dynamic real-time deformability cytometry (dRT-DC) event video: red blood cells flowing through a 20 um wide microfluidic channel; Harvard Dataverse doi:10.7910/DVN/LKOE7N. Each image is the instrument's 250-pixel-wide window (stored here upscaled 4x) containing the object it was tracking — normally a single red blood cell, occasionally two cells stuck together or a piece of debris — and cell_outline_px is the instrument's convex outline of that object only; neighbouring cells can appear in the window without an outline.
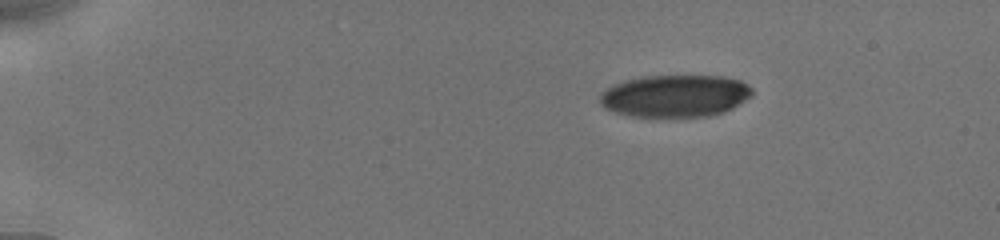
{"species": "human", "species_latin": "Homo sapiens", "temperature_condition": "cold", "stored_images_in_passage": 7, "camera_frame_rate_fps": 3000, "um_per_image_px": 0.085, "donor": {"sex": "male"}, "frame": {"image": 1, "passage_image": 1, "time_ms": 0.0, "image_size_px": [1000, 240], "cell_outline_px": [[752, 96], [732, 108], [724, 112], [708, 116], [628, 116], [604, 108], [600, 104], [600, 92], [612, 84], [624, 80], [640, 76], [724, 76], [740, 80], [748, 84], [752, 88]], "centroid_in_image_um": [57.36, 8.14], "position_along_channel_um": 27.6, "area_um2": 37.69}}
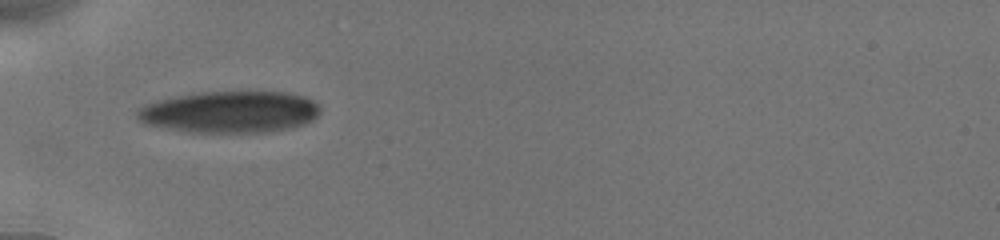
{"frame": {"image": 2, "passage_image": 5, "time_ms": 3.333, "image_size_px": [1000, 240], "cell_outline_px": [[320, 112], [312, 120], [304, 124], [292, 128], [268, 132], [188, 132], [144, 124], [136, 116], [136, 108], [144, 104], [160, 100], [200, 92], [288, 92], [304, 96], [312, 100], [320, 108]], "centroid_in_image_um": [19.54, 9.52], "position_along_channel_um": 65.5, "area_um2": 44.45}}
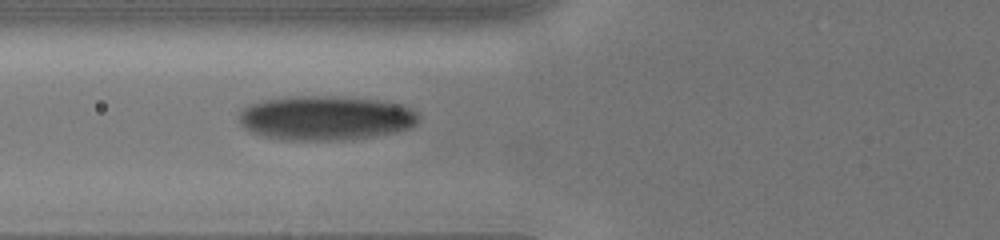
{"frame": {"image": 3, "passage_image": 7, "time_ms": 4.333, "image_size_px": [1000, 240], "cell_outline_px": [[420, 116], [408, 128], [392, 132], [368, 136], [328, 140], [284, 140], [264, 136], [252, 132], [244, 128], [240, 124], [240, 112], [248, 104], [260, 100], [292, 96], [332, 96], [380, 100], [404, 104], [412, 108]], "centroid_in_image_um": [27.63, 10.0], "position_along_channel_um": 98.2, "area_um2": 46.18}}